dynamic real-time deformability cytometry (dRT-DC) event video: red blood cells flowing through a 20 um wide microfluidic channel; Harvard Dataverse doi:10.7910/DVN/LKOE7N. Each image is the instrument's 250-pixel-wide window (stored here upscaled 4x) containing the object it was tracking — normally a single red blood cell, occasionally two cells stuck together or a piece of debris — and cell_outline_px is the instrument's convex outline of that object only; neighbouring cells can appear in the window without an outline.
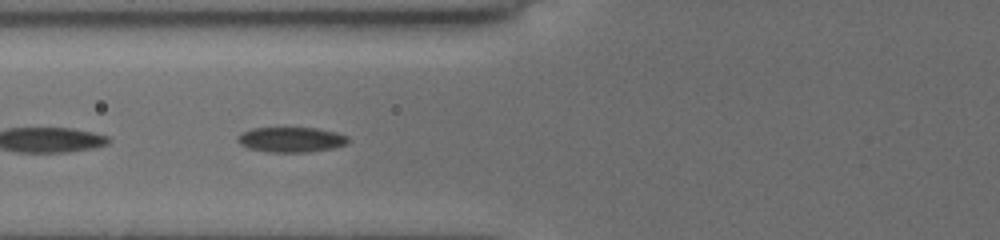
{"species": "common noctule bat (a hibernating species)", "species_latin": "Nyctalus noctula", "temperature_condition": "cold", "stored_images_in_passage": 27, "segment_of_instrument_passage": [2, 2], "camera_frame_rate_fps": 3000, "um_per_image_px": 0.085, "animal": {"sex": "female", "body_mass_g": 19.5, "forearm_length_mm": 54.1}, "frame": {"image": 1, "passage_image": 24, "time_ms": 7.667, "image_size_px": [1000, 240], "cell_outline_px": [[348, 144], [332, 148], [308, 152], [268, 152], [248, 148], [240, 144], [236, 140], [236, 136], [252, 128], [316, 128], [336, 132], [348, 136]], "centroid_in_image_um": [24.74, 11.87], "position_along_channel_um": 101.1, "area_um2": 16.18}}
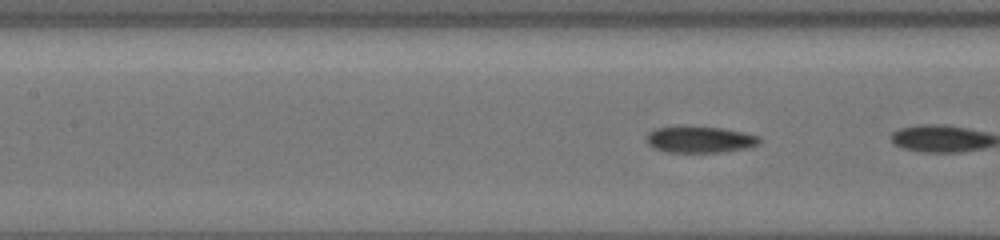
{"frame": {"image": 2, "passage_image": 26, "time_ms": 8.333, "image_size_px": [1000, 240], "cell_outline_px": [[760, 144], [744, 148], [720, 152], [668, 152], [656, 148], [648, 144], [648, 132], [656, 128], [724, 128], [760, 136]], "centroid_in_image_um": [59.54, 11.88], "position_along_channel_um": 147.9, "area_um2": 16.7}}